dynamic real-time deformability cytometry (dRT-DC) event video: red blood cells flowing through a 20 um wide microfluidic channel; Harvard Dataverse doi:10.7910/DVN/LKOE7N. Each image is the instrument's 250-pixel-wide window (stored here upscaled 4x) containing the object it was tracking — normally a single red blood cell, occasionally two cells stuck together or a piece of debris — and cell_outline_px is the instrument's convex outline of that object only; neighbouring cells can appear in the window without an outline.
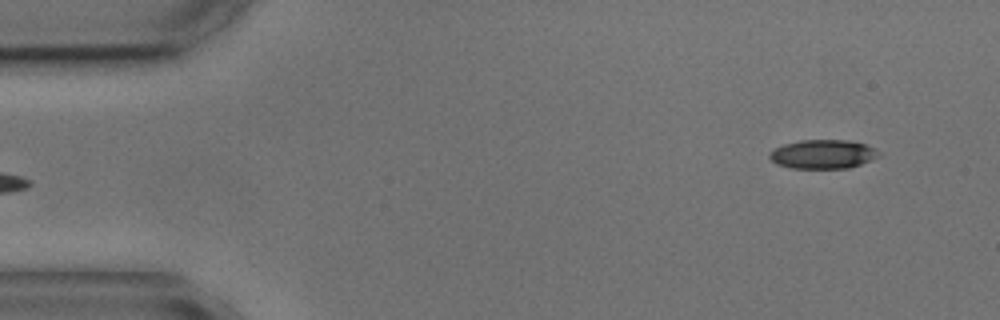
{"species": "common noctule bat (a hibernating species)", "species_latin": "Nyctalus noctula", "temperature_condition": "cold", "stored_images_in_passage": 4, "camera_frame_rate_fps": 3000, "um_per_image_px": 0.085, "animal": {"sex": "male", "body_mass_g": 17.9, "forearm_length_mm": 54.2}, "frame": {"image": 1, "passage_image": 1, "time_ms": 0.0, "image_size_px": [1000, 320], "cell_outline_px": [[884, 152], [880, 156], [872, 160], [848, 168], [792, 168], [776, 164], [768, 156], [768, 152], [784, 144], [800, 140], [848, 140], [864, 144]], "centroid_in_image_um": [69.97, 13.1], "position_along_channel_um": 15.0, "area_um2": 18.55}}
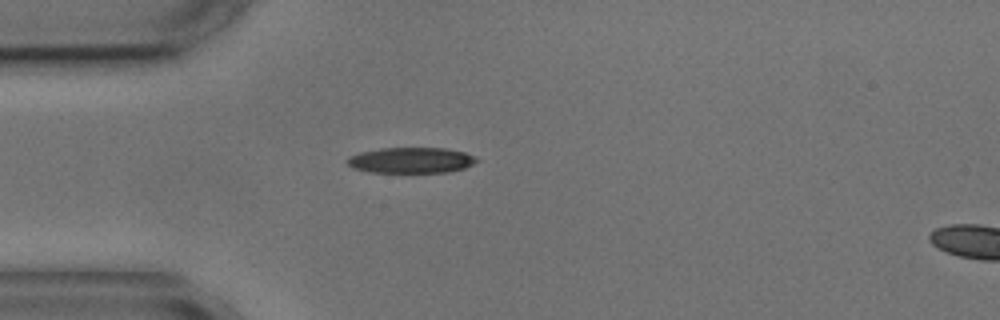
{"frame": {"image": 2, "passage_image": 4, "time_ms": 3.333, "image_size_px": [1000, 320], "cell_outline_px": [[480, 160], [464, 168], [448, 172], [368, 172], [352, 168], [344, 160], [348, 156], [360, 152], [380, 148], [444, 148], [464, 152], [476, 156]], "centroid_in_image_um": [34.91, 13.62], "position_along_channel_um": 50.1, "area_um2": 19.54}}